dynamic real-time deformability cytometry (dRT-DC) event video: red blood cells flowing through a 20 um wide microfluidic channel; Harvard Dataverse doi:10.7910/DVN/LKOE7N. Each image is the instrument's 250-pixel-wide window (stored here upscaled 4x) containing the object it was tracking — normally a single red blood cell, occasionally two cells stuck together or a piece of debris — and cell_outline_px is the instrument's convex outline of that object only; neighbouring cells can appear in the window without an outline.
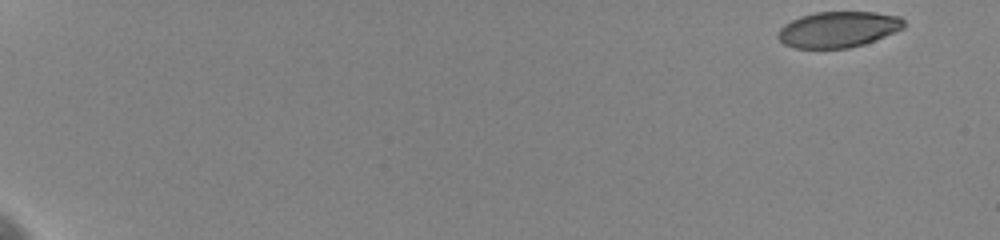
{"species": "human", "species_latin": "Homo sapiens", "temperature_condition": "cold", "stored_images_in_passage": 15, "camera_frame_rate_fps": 3000, "um_per_image_px": 0.085, "donor": {"sex": "female"}, "frame": {"image": 1, "passage_image": 1, "time_ms": 0.0, "image_size_px": [1000, 240], "cell_outline_px": [[904, 28], [876, 40], [864, 44], [848, 48], [796, 48], [784, 44], [776, 36], [780, 28], [784, 24], [800, 16], [816, 12], [876, 12], [900, 16], [904, 20]], "centroid_in_image_um": [71.25, 2.5], "position_along_channel_um": 13.7, "area_um2": 26.41}}
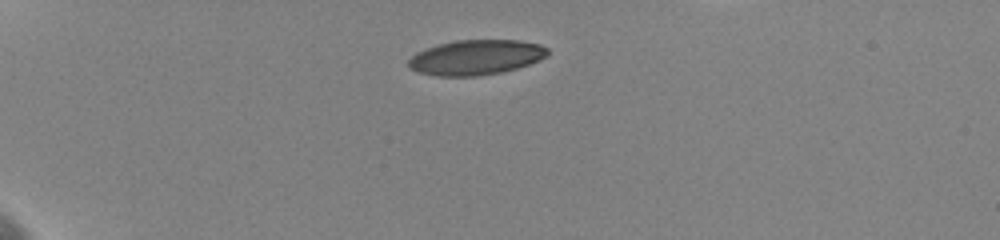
{"frame": {"image": 2, "passage_image": 7, "time_ms": 4.667, "image_size_px": [1000, 240], "cell_outline_px": [[548, 56], [540, 60], [504, 72], [476, 76], [436, 76], [416, 72], [408, 68], [408, 60], [416, 52], [440, 44], [456, 40], [520, 40], [540, 44], [548, 48]], "centroid_in_image_um": [40.46, 4.88], "position_along_channel_um": 44.5, "area_um2": 28.55}}